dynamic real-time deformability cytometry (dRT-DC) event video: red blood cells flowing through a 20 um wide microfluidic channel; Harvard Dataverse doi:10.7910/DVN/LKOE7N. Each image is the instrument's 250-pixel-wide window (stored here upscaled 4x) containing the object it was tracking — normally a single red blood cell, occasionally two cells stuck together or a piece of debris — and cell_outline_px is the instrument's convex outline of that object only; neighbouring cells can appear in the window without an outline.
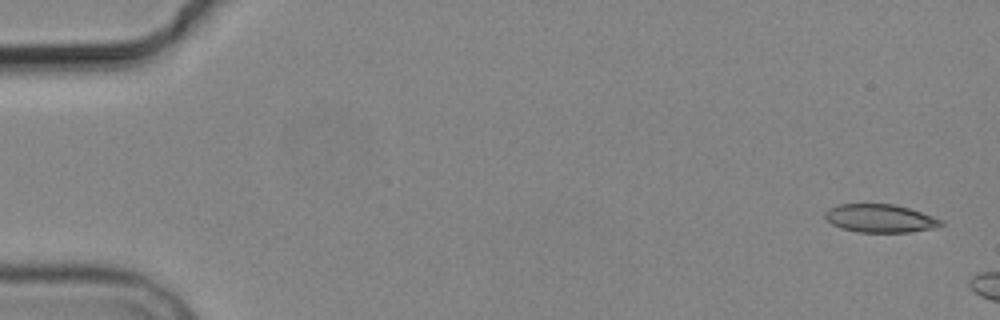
{"species": "common noctule bat (a hibernating species)", "species_latin": "Nyctalus noctula", "temperature_condition": "cold", "stored_images_in_passage": 3, "camera_frame_rate_fps": 3000, "um_per_image_px": 0.085, "animal": {"sex": "male", "body_mass_g": 19.2, "forearm_length_mm": 51.8}, "frame": {"image": 1, "passage_image": 1, "time_ms": 0.0, "image_size_px": [1000, 320], "cell_outline_px": [[944, 224], [936, 228], [908, 232], [856, 232], [840, 228], [832, 224], [824, 216], [824, 212], [828, 208], [840, 204], [892, 204], [908, 208], [944, 220]], "centroid_in_image_um": [74.8, 18.57], "position_along_channel_um": 10.2, "area_um2": 19.07}}